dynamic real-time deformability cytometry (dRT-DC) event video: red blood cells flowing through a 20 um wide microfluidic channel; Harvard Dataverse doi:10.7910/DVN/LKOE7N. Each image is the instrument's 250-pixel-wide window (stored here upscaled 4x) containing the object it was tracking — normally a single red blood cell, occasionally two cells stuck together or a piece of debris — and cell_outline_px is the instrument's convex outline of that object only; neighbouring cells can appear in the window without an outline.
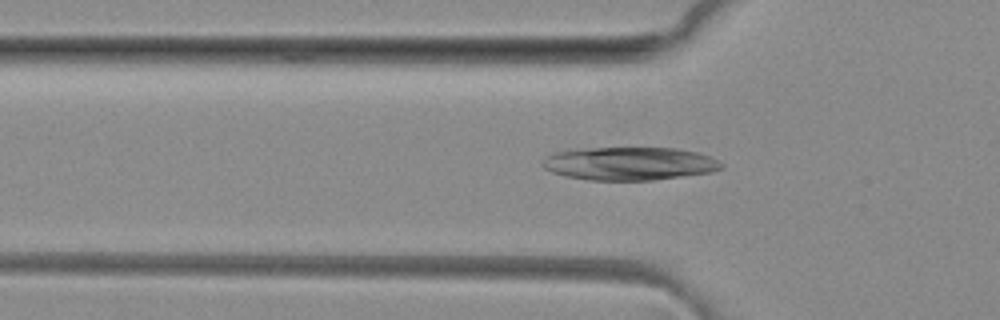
{"species": "common noctule bat (a hibernating species)", "species_latin": "Nyctalus noctula", "temperature_condition": "room temperature", "stored_images_in_passage": 40, "camera_frame_rate_fps": 3000, "um_per_image_px": 0.085, "animal": {"sex": "female", "body_mass_g": 29.2, "forearm_length_mm": 56.3}, "frame": {"image": 1, "passage_image": 11, "time_ms": 3.333, "image_size_px": [1000, 320], "cell_outline_px": [[724, 168], [712, 172], [652, 180], [588, 180], [564, 176], [552, 172], [544, 168], [540, 164], [552, 152], [592, 148], [676, 148], [696, 152], [708, 156], [724, 164]], "centroid_in_image_um": [53.5, 13.91], "position_along_channel_um": 72.3, "area_um2": 34.45}}
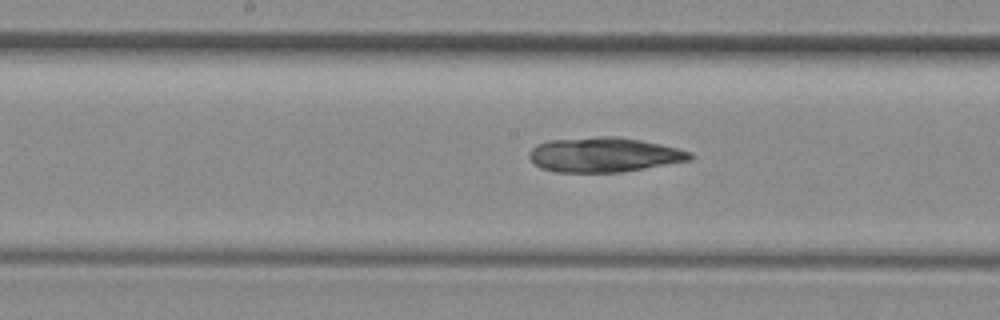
{"frame": {"image": 2, "passage_image": 20, "time_ms": 6.333, "image_size_px": [1000, 320], "cell_outline_px": [[692, 156], [688, 160], [624, 172], [556, 172], [540, 168], [528, 156], [528, 152], [536, 144], [548, 140], [604, 136], [616, 136], [640, 140], [676, 148], [692, 152]], "centroid_in_image_um": [51.28, 13.15], "position_along_channel_um": 196.9, "area_um2": 32.31}}
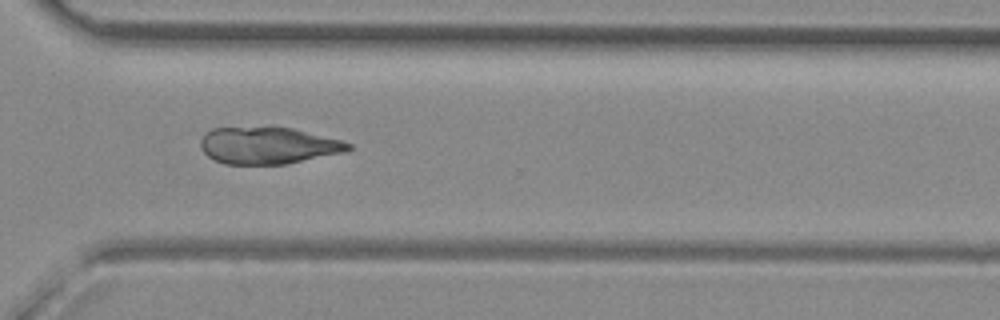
{"frame": {"image": 3, "passage_image": 31, "time_ms": 10.0, "image_size_px": [1000, 320], "cell_outline_px": [[352, 148], [348, 152], [288, 164], [224, 164], [208, 156], [200, 148], [200, 140], [212, 128], [292, 128], [340, 140], [352, 144]], "centroid_in_image_um": [22.83, 12.39], "position_along_channel_um": 347.8, "area_um2": 31.56}}